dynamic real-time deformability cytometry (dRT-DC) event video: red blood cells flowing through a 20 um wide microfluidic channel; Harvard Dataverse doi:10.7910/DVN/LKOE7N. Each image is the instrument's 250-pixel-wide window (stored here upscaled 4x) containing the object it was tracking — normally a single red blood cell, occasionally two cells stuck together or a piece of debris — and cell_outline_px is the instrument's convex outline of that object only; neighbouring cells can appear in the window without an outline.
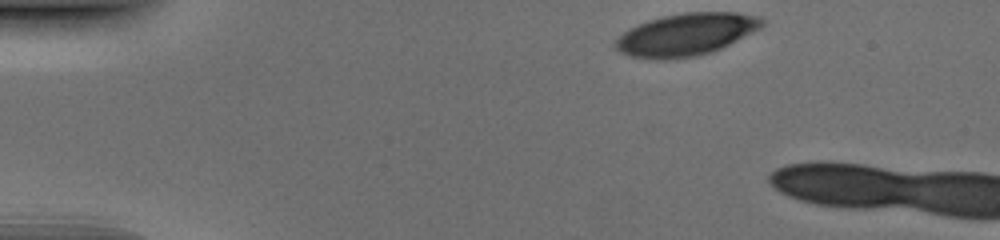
{"species": "human", "species_latin": "Homo sapiens", "temperature_condition": "cold", "stored_images_in_passage": 38, "camera_frame_rate_fps": 3000, "um_per_image_px": 0.085, "donor": {"sex": "male"}, "frame": {"image": 1, "passage_image": 1, "time_ms": 0.0, "image_size_px": [1000, 240], "cell_outline_px": [[764, 24], [760, 28], [712, 52], [696, 56], [668, 60], [656, 60], [628, 56], [612, 48], [612, 44], [628, 28], [648, 20], [664, 16], [684, 12], [736, 12], [760, 16], [764, 20]], "centroid_in_image_um": [58.26, 2.94], "position_along_channel_um": 26.7, "area_um2": 36.36}}
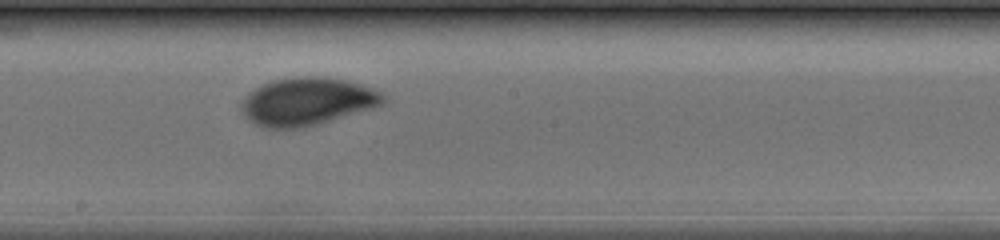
{"frame": {"image": 2, "passage_image": 22, "time_ms": 7.0, "image_size_px": [1000, 240], "cell_outline_px": [[388, 100], [384, 104], [372, 108], [304, 128], [264, 128], [248, 120], [244, 116], [240, 108], [240, 104], [244, 96], [248, 92], [260, 84], [272, 80], [296, 76], [324, 76], [348, 80], [372, 88], [380, 92]], "centroid_in_image_um": [26.07, 8.61], "position_along_channel_um": 222.1, "area_um2": 40.0}}
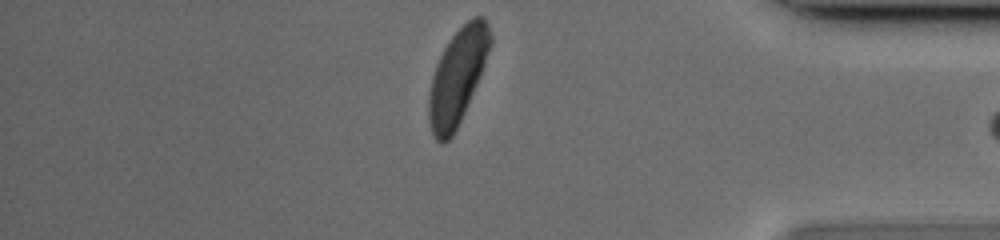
{"frame": {"image": 3, "passage_image": 37, "time_ms": 12.0, "image_size_px": [1000, 240], "cell_outline_px": [[492, 40], [476, 84], [464, 112], [452, 136], [444, 144], [440, 144], [432, 136], [428, 120], [428, 92], [432, 76], [436, 64], [444, 48], [452, 36], [472, 16], [484, 16], [488, 24], [492, 36]], "centroid_in_image_um": [38.85, 6.53], "position_along_channel_um": 396.4, "area_um2": 33.76}}